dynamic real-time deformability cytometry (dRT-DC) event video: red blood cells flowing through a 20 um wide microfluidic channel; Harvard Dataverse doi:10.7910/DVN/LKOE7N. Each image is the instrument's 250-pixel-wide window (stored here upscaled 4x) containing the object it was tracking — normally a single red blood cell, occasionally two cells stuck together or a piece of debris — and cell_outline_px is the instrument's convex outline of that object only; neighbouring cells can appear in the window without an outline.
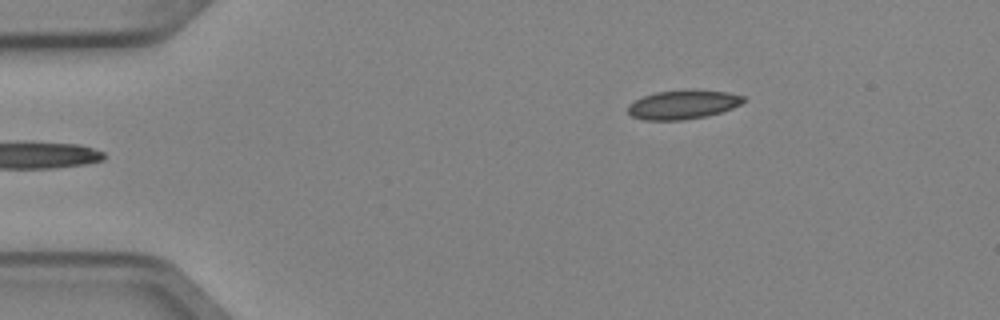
{"species": "Egyptian fruit bat (a non-hibernating species)", "species_latin": "Rousettus aegyptiacus", "temperature_condition": "cold", "stored_images_in_passage": 2, "camera_frame_rate_fps": 3000, "um_per_image_px": 0.085, "animal": {"sex": "female"}, "frame": {"image": 1, "passage_image": 2, "time_ms": 0.333, "image_size_px": [1000, 320], "cell_outline_px": [[744, 100], [740, 104], [732, 108], [708, 116], [684, 120], [644, 120], [632, 116], [628, 112], [628, 104], [644, 96], [656, 92], [688, 88], [728, 92], [744, 96]], "centroid_in_image_um": [58.05, 8.87], "position_along_channel_um": 26.9, "area_um2": 19.77}}